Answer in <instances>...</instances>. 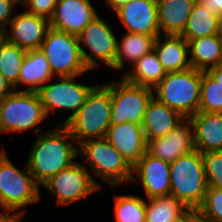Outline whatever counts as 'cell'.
Wrapping results in <instances>:
<instances>
[{
  "instance_id": "e0dca14e",
  "label": "cell",
  "mask_w": 222,
  "mask_h": 222,
  "mask_svg": "<svg viewBox=\"0 0 222 222\" xmlns=\"http://www.w3.org/2000/svg\"><path fill=\"white\" fill-rule=\"evenodd\" d=\"M194 149L193 129L189 118H185L166 136L147 142V152L168 163L174 162Z\"/></svg>"
},
{
  "instance_id": "4316f807",
  "label": "cell",
  "mask_w": 222,
  "mask_h": 222,
  "mask_svg": "<svg viewBox=\"0 0 222 222\" xmlns=\"http://www.w3.org/2000/svg\"><path fill=\"white\" fill-rule=\"evenodd\" d=\"M147 200L146 222H182L192 213L173 195L152 197Z\"/></svg>"
},
{
  "instance_id": "484cf974",
  "label": "cell",
  "mask_w": 222,
  "mask_h": 222,
  "mask_svg": "<svg viewBox=\"0 0 222 222\" xmlns=\"http://www.w3.org/2000/svg\"><path fill=\"white\" fill-rule=\"evenodd\" d=\"M188 45L192 68L208 71L222 62V41L216 34L193 39Z\"/></svg>"
},
{
  "instance_id": "d590c367",
  "label": "cell",
  "mask_w": 222,
  "mask_h": 222,
  "mask_svg": "<svg viewBox=\"0 0 222 222\" xmlns=\"http://www.w3.org/2000/svg\"><path fill=\"white\" fill-rule=\"evenodd\" d=\"M205 9L219 16L222 13V0H197Z\"/></svg>"
},
{
  "instance_id": "ba28073f",
  "label": "cell",
  "mask_w": 222,
  "mask_h": 222,
  "mask_svg": "<svg viewBox=\"0 0 222 222\" xmlns=\"http://www.w3.org/2000/svg\"><path fill=\"white\" fill-rule=\"evenodd\" d=\"M40 50L45 54L55 77L81 76L89 71L83 61L77 36L50 27Z\"/></svg>"
},
{
  "instance_id": "ee69618b",
  "label": "cell",
  "mask_w": 222,
  "mask_h": 222,
  "mask_svg": "<svg viewBox=\"0 0 222 222\" xmlns=\"http://www.w3.org/2000/svg\"><path fill=\"white\" fill-rule=\"evenodd\" d=\"M10 1L13 2L15 5L21 4L22 6H24L27 2V0H10Z\"/></svg>"
},
{
  "instance_id": "44dd1931",
  "label": "cell",
  "mask_w": 222,
  "mask_h": 222,
  "mask_svg": "<svg viewBox=\"0 0 222 222\" xmlns=\"http://www.w3.org/2000/svg\"><path fill=\"white\" fill-rule=\"evenodd\" d=\"M162 36L156 37L154 51L166 73L191 68L188 42L181 35Z\"/></svg>"
},
{
  "instance_id": "ac0fdd59",
  "label": "cell",
  "mask_w": 222,
  "mask_h": 222,
  "mask_svg": "<svg viewBox=\"0 0 222 222\" xmlns=\"http://www.w3.org/2000/svg\"><path fill=\"white\" fill-rule=\"evenodd\" d=\"M105 139L133 167L147 151V141L140 124L126 122L110 125Z\"/></svg>"
},
{
  "instance_id": "836d02e7",
  "label": "cell",
  "mask_w": 222,
  "mask_h": 222,
  "mask_svg": "<svg viewBox=\"0 0 222 222\" xmlns=\"http://www.w3.org/2000/svg\"><path fill=\"white\" fill-rule=\"evenodd\" d=\"M58 1L59 0H27L25 5L28 7L24 10L49 20L54 13Z\"/></svg>"
},
{
  "instance_id": "7402d4cb",
  "label": "cell",
  "mask_w": 222,
  "mask_h": 222,
  "mask_svg": "<svg viewBox=\"0 0 222 222\" xmlns=\"http://www.w3.org/2000/svg\"><path fill=\"white\" fill-rule=\"evenodd\" d=\"M55 76L50 68L45 54L40 49L26 51L24 61L22 63L18 83L14 86V90L18 91L22 84L28 86L19 91L37 92L49 80Z\"/></svg>"
},
{
  "instance_id": "6da1fadb",
  "label": "cell",
  "mask_w": 222,
  "mask_h": 222,
  "mask_svg": "<svg viewBox=\"0 0 222 222\" xmlns=\"http://www.w3.org/2000/svg\"><path fill=\"white\" fill-rule=\"evenodd\" d=\"M75 142L64 125H56L54 129L38 134L26 164L39 186L76 162L79 146Z\"/></svg>"
},
{
  "instance_id": "30bf717a",
  "label": "cell",
  "mask_w": 222,
  "mask_h": 222,
  "mask_svg": "<svg viewBox=\"0 0 222 222\" xmlns=\"http://www.w3.org/2000/svg\"><path fill=\"white\" fill-rule=\"evenodd\" d=\"M83 61L88 70L103 64L114 69L117 52V37L106 21L98 15L77 36ZM89 50V53L86 49Z\"/></svg>"
},
{
  "instance_id": "4fadbf2b",
  "label": "cell",
  "mask_w": 222,
  "mask_h": 222,
  "mask_svg": "<svg viewBox=\"0 0 222 222\" xmlns=\"http://www.w3.org/2000/svg\"><path fill=\"white\" fill-rule=\"evenodd\" d=\"M133 181L141 184L145 199L170 195V163L146 151L132 167Z\"/></svg>"
},
{
  "instance_id": "b9f144b4",
  "label": "cell",
  "mask_w": 222,
  "mask_h": 222,
  "mask_svg": "<svg viewBox=\"0 0 222 222\" xmlns=\"http://www.w3.org/2000/svg\"><path fill=\"white\" fill-rule=\"evenodd\" d=\"M216 35L222 41V13L218 16Z\"/></svg>"
},
{
  "instance_id": "f546056e",
  "label": "cell",
  "mask_w": 222,
  "mask_h": 222,
  "mask_svg": "<svg viewBox=\"0 0 222 222\" xmlns=\"http://www.w3.org/2000/svg\"><path fill=\"white\" fill-rule=\"evenodd\" d=\"M25 54L26 50L9 42L0 50V73L13 87L18 83Z\"/></svg>"
},
{
  "instance_id": "d6a6232c",
  "label": "cell",
  "mask_w": 222,
  "mask_h": 222,
  "mask_svg": "<svg viewBox=\"0 0 222 222\" xmlns=\"http://www.w3.org/2000/svg\"><path fill=\"white\" fill-rule=\"evenodd\" d=\"M208 187L222 189V151L202 154Z\"/></svg>"
},
{
  "instance_id": "9a60e30c",
  "label": "cell",
  "mask_w": 222,
  "mask_h": 222,
  "mask_svg": "<svg viewBox=\"0 0 222 222\" xmlns=\"http://www.w3.org/2000/svg\"><path fill=\"white\" fill-rule=\"evenodd\" d=\"M114 13L127 32L160 35L156 0H129Z\"/></svg>"
},
{
  "instance_id": "ffe728a7",
  "label": "cell",
  "mask_w": 222,
  "mask_h": 222,
  "mask_svg": "<svg viewBox=\"0 0 222 222\" xmlns=\"http://www.w3.org/2000/svg\"><path fill=\"white\" fill-rule=\"evenodd\" d=\"M184 119L180 113L153 96L141 124L146 141L166 136Z\"/></svg>"
},
{
  "instance_id": "7bdbcfd3",
  "label": "cell",
  "mask_w": 222,
  "mask_h": 222,
  "mask_svg": "<svg viewBox=\"0 0 222 222\" xmlns=\"http://www.w3.org/2000/svg\"><path fill=\"white\" fill-rule=\"evenodd\" d=\"M182 222H195V212H192L188 217H186Z\"/></svg>"
},
{
  "instance_id": "83f0119b",
  "label": "cell",
  "mask_w": 222,
  "mask_h": 222,
  "mask_svg": "<svg viewBox=\"0 0 222 222\" xmlns=\"http://www.w3.org/2000/svg\"><path fill=\"white\" fill-rule=\"evenodd\" d=\"M218 16L205 9L198 1L194 4L184 31L180 34L186 42L217 33Z\"/></svg>"
},
{
  "instance_id": "5bb4252c",
  "label": "cell",
  "mask_w": 222,
  "mask_h": 222,
  "mask_svg": "<svg viewBox=\"0 0 222 222\" xmlns=\"http://www.w3.org/2000/svg\"><path fill=\"white\" fill-rule=\"evenodd\" d=\"M90 0H59L49 19L50 27L78 36L99 14Z\"/></svg>"
},
{
  "instance_id": "f6af8a7d",
  "label": "cell",
  "mask_w": 222,
  "mask_h": 222,
  "mask_svg": "<svg viewBox=\"0 0 222 222\" xmlns=\"http://www.w3.org/2000/svg\"><path fill=\"white\" fill-rule=\"evenodd\" d=\"M195 222H206V221L200 219V218L198 217V215L195 213Z\"/></svg>"
},
{
  "instance_id": "3957f363",
  "label": "cell",
  "mask_w": 222,
  "mask_h": 222,
  "mask_svg": "<svg viewBox=\"0 0 222 222\" xmlns=\"http://www.w3.org/2000/svg\"><path fill=\"white\" fill-rule=\"evenodd\" d=\"M111 107L110 91L103 84H96L83 105L64 126L78 145L89 139L105 138L110 127Z\"/></svg>"
},
{
  "instance_id": "f35d334b",
  "label": "cell",
  "mask_w": 222,
  "mask_h": 222,
  "mask_svg": "<svg viewBox=\"0 0 222 222\" xmlns=\"http://www.w3.org/2000/svg\"><path fill=\"white\" fill-rule=\"evenodd\" d=\"M218 83L222 84V62L207 71Z\"/></svg>"
},
{
  "instance_id": "60d3db41",
  "label": "cell",
  "mask_w": 222,
  "mask_h": 222,
  "mask_svg": "<svg viewBox=\"0 0 222 222\" xmlns=\"http://www.w3.org/2000/svg\"><path fill=\"white\" fill-rule=\"evenodd\" d=\"M7 43V28L0 26V50Z\"/></svg>"
},
{
  "instance_id": "f1b7e54d",
  "label": "cell",
  "mask_w": 222,
  "mask_h": 222,
  "mask_svg": "<svg viewBox=\"0 0 222 222\" xmlns=\"http://www.w3.org/2000/svg\"><path fill=\"white\" fill-rule=\"evenodd\" d=\"M115 222H146V199L122 194L114 198Z\"/></svg>"
},
{
  "instance_id": "5b68a950",
  "label": "cell",
  "mask_w": 222,
  "mask_h": 222,
  "mask_svg": "<svg viewBox=\"0 0 222 222\" xmlns=\"http://www.w3.org/2000/svg\"><path fill=\"white\" fill-rule=\"evenodd\" d=\"M201 80L202 71L192 67L180 72L166 73L153 89L154 97L184 118H190L199 109Z\"/></svg>"
},
{
  "instance_id": "8fae6325",
  "label": "cell",
  "mask_w": 222,
  "mask_h": 222,
  "mask_svg": "<svg viewBox=\"0 0 222 222\" xmlns=\"http://www.w3.org/2000/svg\"><path fill=\"white\" fill-rule=\"evenodd\" d=\"M42 186L56 198L57 205L67 206L87 198L104 185L97 183L93 174H90L88 166L76 161L51 177Z\"/></svg>"
},
{
  "instance_id": "ab89813d",
  "label": "cell",
  "mask_w": 222,
  "mask_h": 222,
  "mask_svg": "<svg viewBox=\"0 0 222 222\" xmlns=\"http://www.w3.org/2000/svg\"><path fill=\"white\" fill-rule=\"evenodd\" d=\"M105 3L115 12L118 8L125 5L129 0H104Z\"/></svg>"
},
{
  "instance_id": "7c38bea8",
  "label": "cell",
  "mask_w": 222,
  "mask_h": 222,
  "mask_svg": "<svg viewBox=\"0 0 222 222\" xmlns=\"http://www.w3.org/2000/svg\"><path fill=\"white\" fill-rule=\"evenodd\" d=\"M78 77L80 76L55 77V83H51L49 80L37 91L48 118L50 113L57 108L66 111L71 110L72 113L63 122L55 125H65L76 114L85 102L87 95L96 86L95 84L89 86L78 83L76 82Z\"/></svg>"
},
{
  "instance_id": "9c48e42d",
  "label": "cell",
  "mask_w": 222,
  "mask_h": 222,
  "mask_svg": "<svg viewBox=\"0 0 222 222\" xmlns=\"http://www.w3.org/2000/svg\"><path fill=\"white\" fill-rule=\"evenodd\" d=\"M103 85L110 91L112 100L110 125L126 122L141 125L148 103L154 96L153 89L130 84L123 77Z\"/></svg>"
},
{
  "instance_id": "1f68e13d",
  "label": "cell",
  "mask_w": 222,
  "mask_h": 222,
  "mask_svg": "<svg viewBox=\"0 0 222 222\" xmlns=\"http://www.w3.org/2000/svg\"><path fill=\"white\" fill-rule=\"evenodd\" d=\"M195 213L206 222H222V189L208 187L203 203Z\"/></svg>"
},
{
  "instance_id": "cb8c5ba5",
  "label": "cell",
  "mask_w": 222,
  "mask_h": 222,
  "mask_svg": "<svg viewBox=\"0 0 222 222\" xmlns=\"http://www.w3.org/2000/svg\"><path fill=\"white\" fill-rule=\"evenodd\" d=\"M157 36L159 35H144L126 31L120 41L117 40V52L112 71H122L129 63L133 66L138 59L154 49Z\"/></svg>"
},
{
  "instance_id": "74e56055",
  "label": "cell",
  "mask_w": 222,
  "mask_h": 222,
  "mask_svg": "<svg viewBox=\"0 0 222 222\" xmlns=\"http://www.w3.org/2000/svg\"><path fill=\"white\" fill-rule=\"evenodd\" d=\"M0 209H3V212H0V222H22V220L18 218L12 211L3 207H0Z\"/></svg>"
},
{
  "instance_id": "8992f818",
  "label": "cell",
  "mask_w": 222,
  "mask_h": 222,
  "mask_svg": "<svg viewBox=\"0 0 222 222\" xmlns=\"http://www.w3.org/2000/svg\"><path fill=\"white\" fill-rule=\"evenodd\" d=\"M47 117L37 92L13 91L0 101V133L43 132L38 128Z\"/></svg>"
},
{
  "instance_id": "e575fe53",
  "label": "cell",
  "mask_w": 222,
  "mask_h": 222,
  "mask_svg": "<svg viewBox=\"0 0 222 222\" xmlns=\"http://www.w3.org/2000/svg\"><path fill=\"white\" fill-rule=\"evenodd\" d=\"M15 6L10 0H0V26L7 28L6 26L14 17Z\"/></svg>"
},
{
  "instance_id": "8d00e7d4",
  "label": "cell",
  "mask_w": 222,
  "mask_h": 222,
  "mask_svg": "<svg viewBox=\"0 0 222 222\" xmlns=\"http://www.w3.org/2000/svg\"><path fill=\"white\" fill-rule=\"evenodd\" d=\"M14 91V87L0 73V101Z\"/></svg>"
},
{
  "instance_id": "7a4b0ae2",
  "label": "cell",
  "mask_w": 222,
  "mask_h": 222,
  "mask_svg": "<svg viewBox=\"0 0 222 222\" xmlns=\"http://www.w3.org/2000/svg\"><path fill=\"white\" fill-rule=\"evenodd\" d=\"M23 167L19 169L12 163L5 148L0 150V207L12 211L22 221L26 210L20 209L35 205L42 198L27 164Z\"/></svg>"
},
{
  "instance_id": "4dcf8cb0",
  "label": "cell",
  "mask_w": 222,
  "mask_h": 222,
  "mask_svg": "<svg viewBox=\"0 0 222 222\" xmlns=\"http://www.w3.org/2000/svg\"><path fill=\"white\" fill-rule=\"evenodd\" d=\"M198 112H222V84L207 71H202Z\"/></svg>"
},
{
  "instance_id": "52a82bcc",
  "label": "cell",
  "mask_w": 222,
  "mask_h": 222,
  "mask_svg": "<svg viewBox=\"0 0 222 222\" xmlns=\"http://www.w3.org/2000/svg\"><path fill=\"white\" fill-rule=\"evenodd\" d=\"M78 146V155L86 157L91 172L107 185L116 188L131 181L132 167L105 138L89 139Z\"/></svg>"
},
{
  "instance_id": "d6986e66",
  "label": "cell",
  "mask_w": 222,
  "mask_h": 222,
  "mask_svg": "<svg viewBox=\"0 0 222 222\" xmlns=\"http://www.w3.org/2000/svg\"><path fill=\"white\" fill-rule=\"evenodd\" d=\"M195 150L222 151V112H197L190 118Z\"/></svg>"
},
{
  "instance_id": "d4e9b609",
  "label": "cell",
  "mask_w": 222,
  "mask_h": 222,
  "mask_svg": "<svg viewBox=\"0 0 222 222\" xmlns=\"http://www.w3.org/2000/svg\"><path fill=\"white\" fill-rule=\"evenodd\" d=\"M131 68L126 71L123 78L130 84L154 89L166 76L154 49L143 55Z\"/></svg>"
},
{
  "instance_id": "2e32d148",
  "label": "cell",
  "mask_w": 222,
  "mask_h": 222,
  "mask_svg": "<svg viewBox=\"0 0 222 222\" xmlns=\"http://www.w3.org/2000/svg\"><path fill=\"white\" fill-rule=\"evenodd\" d=\"M8 25L11 28V32L7 28V42L17 45L26 51L40 49L50 28L47 18L27 11L22 13L16 12Z\"/></svg>"
},
{
  "instance_id": "603a6c76",
  "label": "cell",
  "mask_w": 222,
  "mask_h": 222,
  "mask_svg": "<svg viewBox=\"0 0 222 222\" xmlns=\"http://www.w3.org/2000/svg\"><path fill=\"white\" fill-rule=\"evenodd\" d=\"M196 1L156 0L160 34L180 35L184 31Z\"/></svg>"
},
{
  "instance_id": "277c9868",
  "label": "cell",
  "mask_w": 222,
  "mask_h": 222,
  "mask_svg": "<svg viewBox=\"0 0 222 222\" xmlns=\"http://www.w3.org/2000/svg\"><path fill=\"white\" fill-rule=\"evenodd\" d=\"M208 189L202 154L193 150L170 163V195L192 212L202 205Z\"/></svg>"
}]
</instances>
